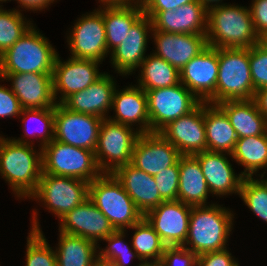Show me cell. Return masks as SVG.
Here are the masks:
<instances>
[{"mask_svg":"<svg viewBox=\"0 0 267 266\" xmlns=\"http://www.w3.org/2000/svg\"><path fill=\"white\" fill-rule=\"evenodd\" d=\"M34 151L30 141L0 136V174L17 197H30L42 173V149Z\"/></svg>","mask_w":267,"mask_h":266,"instance_id":"1","label":"cell"},{"mask_svg":"<svg viewBox=\"0 0 267 266\" xmlns=\"http://www.w3.org/2000/svg\"><path fill=\"white\" fill-rule=\"evenodd\" d=\"M207 43L214 48H250L260 43L247 7L218 4L207 10Z\"/></svg>","mask_w":267,"mask_h":266,"instance_id":"2","label":"cell"},{"mask_svg":"<svg viewBox=\"0 0 267 266\" xmlns=\"http://www.w3.org/2000/svg\"><path fill=\"white\" fill-rule=\"evenodd\" d=\"M233 214L220 205L192 206L188 235L183 245L198 256L226 249ZM192 245V247H187Z\"/></svg>","mask_w":267,"mask_h":266,"instance_id":"3","label":"cell"},{"mask_svg":"<svg viewBox=\"0 0 267 266\" xmlns=\"http://www.w3.org/2000/svg\"><path fill=\"white\" fill-rule=\"evenodd\" d=\"M57 52L33 25L0 55V74H52Z\"/></svg>","mask_w":267,"mask_h":266,"instance_id":"4","label":"cell"},{"mask_svg":"<svg viewBox=\"0 0 267 266\" xmlns=\"http://www.w3.org/2000/svg\"><path fill=\"white\" fill-rule=\"evenodd\" d=\"M218 64L216 91L206 102L252 100L256 90L251 79L249 48H218Z\"/></svg>","mask_w":267,"mask_h":266,"instance_id":"5","label":"cell"},{"mask_svg":"<svg viewBox=\"0 0 267 266\" xmlns=\"http://www.w3.org/2000/svg\"><path fill=\"white\" fill-rule=\"evenodd\" d=\"M89 199L115 230H126L144 216L112 173H102L89 183Z\"/></svg>","mask_w":267,"mask_h":266,"instance_id":"6","label":"cell"},{"mask_svg":"<svg viewBox=\"0 0 267 266\" xmlns=\"http://www.w3.org/2000/svg\"><path fill=\"white\" fill-rule=\"evenodd\" d=\"M42 172L92 182L100 171L95 152L54 140L42 148Z\"/></svg>","mask_w":267,"mask_h":266,"instance_id":"7","label":"cell"},{"mask_svg":"<svg viewBox=\"0 0 267 266\" xmlns=\"http://www.w3.org/2000/svg\"><path fill=\"white\" fill-rule=\"evenodd\" d=\"M107 118L101 122L95 158L102 173H113L131 163L133 147L140 133ZM107 159V160H106Z\"/></svg>","mask_w":267,"mask_h":266,"instance_id":"8","label":"cell"},{"mask_svg":"<svg viewBox=\"0 0 267 266\" xmlns=\"http://www.w3.org/2000/svg\"><path fill=\"white\" fill-rule=\"evenodd\" d=\"M29 198H38L61 219L89 198V182L42 172L37 189Z\"/></svg>","mask_w":267,"mask_h":266,"instance_id":"9","label":"cell"},{"mask_svg":"<svg viewBox=\"0 0 267 266\" xmlns=\"http://www.w3.org/2000/svg\"><path fill=\"white\" fill-rule=\"evenodd\" d=\"M144 91L147 95L150 132H159L168 123L190 113L201 103L181 82L172 87Z\"/></svg>","mask_w":267,"mask_h":266,"instance_id":"10","label":"cell"},{"mask_svg":"<svg viewBox=\"0 0 267 266\" xmlns=\"http://www.w3.org/2000/svg\"><path fill=\"white\" fill-rule=\"evenodd\" d=\"M54 107V140L75 147L96 150L102 118Z\"/></svg>","mask_w":267,"mask_h":266,"instance_id":"11","label":"cell"},{"mask_svg":"<svg viewBox=\"0 0 267 266\" xmlns=\"http://www.w3.org/2000/svg\"><path fill=\"white\" fill-rule=\"evenodd\" d=\"M75 23L68 37L73 58L103 61L108 53L103 14L97 9Z\"/></svg>","mask_w":267,"mask_h":266,"instance_id":"12","label":"cell"},{"mask_svg":"<svg viewBox=\"0 0 267 266\" xmlns=\"http://www.w3.org/2000/svg\"><path fill=\"white\" fill-rule=\"evenodd\" d=\"M192 206L179 200L164 201L148 211L144 218L153 227L166 246L185 244Z\"/></svg>","mask_w":267,"mask_h":266,"instance_id":"13","label":"cell"},{"mask_svg":"<svg viewBox=\"0 0 267 266\" xmlns=\"http://www.w3.org/2000/svg\"><path fill=\"white\" fill-rule=\"evenodd\" d=\"M159 133L168 140L181 155H194L207 151L204 125V102L193 111L171 121Z\"/></svg>","mask_w":267,"mask_h":266,"instance_id":"14","label":"cell"},{"mask_svg":"<svg viewBox=\"0 0 267 266\" xmlns=\"http://www.w3.org/2000/svg\"><path fill=\"white\" fill-rule=\"evenodd\" d=\"M99 63L73 57L62 63L57 55L52 73L54 99H57L59 91L62 95L59 99L61 104L71 94L88 88L103 75L98 70Z\"/></svg>","mask_w":267,"mask_h":266,"instance_id":"15","label":"cell"},{"mask_svg":"<svg viewBox=\"0 0 267 266\" xmlns=\"http://www.w3.org/2000/svg\"><path fill=\"white\" fill-rule=\"evenodd\" d=\"M180 156V152L159 132L143 133L134 144L131 164L151 176H156L173 166Z\"/></svg>","mask_w":267,"mask_h":266,"instance_id":"16","label":"cell"},{"mask_svg":"<svg viewBox=\"0 0 267 266\" xmlns=\"http://www.w3.org/2000/svg\"><path fill=\"white\" fill-rule=\"evenodd\" d=\"M143 12L151 19L152 28L156 31L206 35L207 9L199 0L176 10Z\"/></svg>","mask_w":267,"mask_h":266,"instance_id":"17","label":"cell"},{"mask_svg":"<svg viewBox=\"0 0 267 266\" xmlns=\"http://www.w3.org/2000/svg\"><path fill=\"white\" fill-rule=\"evenodd\" d=\"M218 70V48L208 45L179 71L180 82L206 102L216 91Z\"/></svg>","mask_w":267,"mask_h":266,"instance_id":"18","label":"cell"},{"mask_svg":"<svg viewBox=\"0 0 267 266\" xmlns=\"http://www.w3.org/2000/svg\"><path fill=\"white\" fill-rule=\"evenodd\" d=\"M60 220V231L86 238L96 244L98 240L107 238L115 231L106 216L89 198Z\"/></svg>","mask_w":267,"mask_h":266,"instance_id":"19","label":"cell"},{"mask_svg":"<svg viewBox=\"0 0 267 266\" xmlns=\"http://www.w3.org/2000/svg\"><path fill=\"white\" fill-rule=\"evenodd\" d=\"M1 79L12 81L11 90L22 109L52 108L57 104L53 95L52 74H0Z\"/></svg>","mask_w":267,"mask_h":266,"instance_id":"20","label":"cell"},{"mask_svg":"<svg viewBox=\"0 0 267 266\" xmlns=\"http://www.w3.org/2000/svg\"><path fill=\"white\" fill-rule=\"evenodd\" d=\"M153 32L157 57L163 58L179 71L207 46L206 35L179 34L151 30Z\"/></svg>","mask_w":267,"mask_h":266,"instance_id":"21","label":"cell"},{"mask_svg":"<svg viewBox=\"0 0 267 266\" xmlns=\"http://www.w3.org/2000/svg\"><path fill=\"white\" fill-rule=\"evenodd\" d=\"M152 28V21L146 15L142 14L131 26L123 41L117 48L111 51V63L117 73L121 75L130 74L136 68L140 67L147 46L148 30Z\"/></svg>","mask_w":267,"mask_h":266,"instance_id":"22","label":"cell"},{"mask_svg":"<svg viewBox=\"0 0 267 266\" xmlns=\"http://www.w3.org/2000/svg\"><path fill=\"white\" fill-rule=\"evenodd\" d=\"M115 85L113 78L103 73L88 88L71 94L61 104L73 112L108 118L106 113L112 107Z\"/></svg>","mask_w":267,"mask_h":266,"instance_id":"23","label":"cell"},{"mask_svg":"<svg viewBox=\"0 0 267 266\" xmlns=\"http://www.w3.org/2000/svg\"><path fill=\"white\" fill-rule=\"evenodd\" d=\"M131 197L143 216L158 207L164 200L160 197L154 176L128 163L112 173Z\"/></svg>","mask_w":267,"mask_h":266,"instance_id":"24","label":"cell"},{"mask_svg":"<svg viewBox=\"0 0 267 266\" xmlns=\"http://www.w3.org/2000/svg\"><path fill=\"white\" fill-rule=\"evenodd\" d=\"M224 153L203 151L194 154L200 163L210 193L227 195L240 192L244 176L235 175Z\"/></svg>","mask_w":267,"mask_h":266,"instance_id":"25","label":"cell"},{"mask_svg":"<svg viewBox=\"0 0 267 266\" xmlns=\"http://www.w3.org/2000/svg\"><path fill=\"white\" fill-rule=\"evenodd\" d=\"M112 108L116 115L113 119L109 117V120L130 127L133 125L132 123H139L140 127L137 131L140 134L150 133L147 95L140 86L127 87L122 91L115 89Z\"/></svg>","mask_w":267,"mask_h":266,"instance_id":"26","label":"cell"},{"mask_svg":"<svg viewBox=\"0 0 267 266\" xmlns=\"http://www.w3.org/2000/svg\"><path fill=\"white\" fill-rule=\"evenodd\" d=\"M217 105L225 112L238 138L266 133L267 120L260 113L253 99L226 100Z\"/></svg>","mask_w":267,"mask_h":266,"instance_id":"27","label":"cell"},{"mask_svg":"<svg viewBox=\"0 0 267 266\" xmlns=\"http://www.w3.org/2000/svg\"><path fill=\"white\" fill-rule=\"evenodd\" d=\"M178 163V200L190 206H206L210 191L198 159L194 155H181Z\"/></svg>","mask_w":267,"mask_h":266,"instance_id":"28","label":"cell"},{"mask_svg":"<svg viewBox=\"0 0 267 266\" xmlns=\"http://www.w3.org/2000/svg\"><path fill=\"white\" fill-rule=\"evenodd\" d=\"M204 125L207 151L231 155L238 136L225 112L217 104L208 105L204 102Z\"/></svg>","mask_w":267,"mask_h":266,"instance_id":"29","label":"cell"},{"mask_svg":"<svg viewBox=\"0 0 267 266\" xmlns=\"http://www.w3.org/2000/svg\"><path fill=\"white\" fill-rule=\"evenodd\" d=\"M99 11L103 14L108 52L121 44L133 23L144 13L143 7L137 4L104 6Z\"/></svg>","mask_w":267,"mask_h":266,"instance_id":"30","label":"cell"},{"mask_svg":"<svg viewBox=\"0 0 267 266\" xmlns=\"http://www.w3.org/2000/svg\"><path fill=\"white\" fill-rule=\"evenodd\" d=\"M60 232L58 248L55 250L57 266H91L98 258V246L86 238Z\"/></svg>","mask_w":267,"mask_h":266,"instance_id":"31","label":"cell"},{"mask_svg":"<svg viewBox=\"0 0 267 266\" xmlns=\"http://www.w3.org/2000/svg\"><path fill=\"white\" fill-rule=\"evenodd\" d=\"M230 157L245 167L244 172H241L244 177H252L259 169L266 168L267 132L262 135L238 138Z\"/></svg>","mask_w":267,"mask_h":266,"instance_id":"32","label":"cell"},{"mask_svg":"<svg viewBox=\"0 0 267 266\" xmlns=\"http://www.w3.org/2000/svg\"><path fill=\"white\" fill-rule=\"evenodd\" d=\"M140 67L138 86L143 90L172 87L180 83L179 70L153 53L145 57Z\"/></svg>","mask_w":267,"mask_h":266,"instance_id":"33","label":"cell"},{"mask_svg":"<svg viewBox=\"0 0 267 266\" xmlns=\"http://www.w3.org/2000/svg\"><path fill=\"white\" fill-rule=\"evenodd\" d=\"M131 228L133 230L135 229L131 246L139 258L142 261H147L149 258L161 260L166 244L162 241L148 221L143 217Z\"/></svg>","mask_w":267,"mask_h":266,"instance_id":"34","label":"cell"},{"mask_svg":"<svg viewBox=\"0 0 267 266\" xmlns=\"http://www.w3.org/2000/svg\"><path fill=\"white\" fill-rule=\"evenodd\" d=\"M33 212L32 229L27 238L26 266H57L56 252L52 250Z\"/></svg>","mask_w":267,"mask_h":266,"instance_id":"35","label":"cell"},{"mask_svg":"<svg viewBox=\"0 0 267 266\" xmlns=\"http://www.w3.org/2000/svg\"><path fill=\"white\" fill-rule=\"evenodd\" d=\"M1 7V6H0ZM19 10L7 11L0 8V55L9 49L32 26Z\"/></svg>","mask_w":267,"mask_h":266,"instance_id":"36","label":"cell"},{"mask_svg":"<svg viewBox=\"0 0 267 266\" xmlns=\"http://www.w3.org/2000/svg\"><path fill=\"white\" fill-rule=\"evenodd\" d=\"M239 195L254 214L267 222V188L261 181L244 177Z\"/></svg>","mask_w":267,"mask_h":266,"instance_id":"37","label":"cell"},{"mask_svg":"<svg viewBox=\"0 0 267 266\" xmlns=\"http://www.w3.org/2000/svg\"><path fill=\"white\" fill-rule=\"evenodd\" d=\"M126 230H115L107 238L108 246L98 253V257L102 260L111 262L114 266H127L133 257H137L142 261L137 253L130 249V247L122 240L125 237Z\"/></svg>","mask_w":267,"mask_h":266,"instance_id":"38","label":"cell"},{"mask_svg":"<svg viewBox=\"0 0 267 266\" xmlns=\"http://www.w3.org/2000/svg\"><path fill=\"white\" fill-rule=\"evenodd\" d=\"M23 116V122L25 123L27 121V118L30 117V119L32 120H35V122L39 123L42 125L41 127V131L39 129V135L37 134L36 135V131L35 130H31V126L28 127L25 125V133L28 137L31 136L32 134L31 133H34L33 134L34 136H42V138H39L41 140V149L51 143L54 139V107L52 108H38V109H22L21 111V114L20 116ZM33 129V128H32ZM30 133V134H29Z\"/></svg>","mask_w":267,"mask_h":266,"instance_id":"39","label":"cell"},{"mask_svg":"<svg viewBox=\"0 0 267 266\" xmlns=\"http://www.w3.org/2000/svg\"><path fill=\"white\" fill-rule=\"evenodd\" d=\"M249 64L254 89L267 88V49L261 43L249 48Z\"/></svg>","mask_w":267,"mask_h":266,"instance_id":"40","label":"cell"},{"mask_svg":"<svg viewBox=\"0 0 267 266\" xmlns=\"http://www.w3.org/2000/svg\"><path fill=\"white\" fill-rule=\"evenodd\" d=\"M160 197L164 201L178 200L179 163L166 168L154 176Z\"/></svg>","mask_w":267,"mask_h":266,"instance_id":"41","label":"cell"},{"mask_svg":"<svg viewBox=\"0 0 267 266\" xmlns=\"http://www.w3.org/2000/svg\"><path fill=\"white\" fill-rule=\"evenodd\" d=\"M198 255L184 246H166L161 262L164 266H197Z\"/></svg>","mask_w":267,"mask_h":266,"instance_id":"42","label":"cell"},{"mask_svg":"<svg viewBox=\"0 0 267 266\" xmlns=\"http://www.w3.org/2000/svg\"><path fill=\"white\" fill-rule=\"evenodd\" d=\"M227 249L207 252L198 256L197 266H239Z\"/></svg>","mask_w":267,"mask_h":266,"instance_id":"43","label":"cell"},{"mask_svg":"<svg viewBox=\"0 0 267 266\" xmlns=\"http://www.w3.org/2000/svg\"><path fill=\"white\" fill-rule=\"evenodd\" d=\"M250 7L254 30L262 38L267 34V0H253Z\"/></svg>","mask_w":267,"mask_h":266,"instance_id":"44","label":"cell"},{"mask_svg":"<svg viewBox=\"0 0 267 266\" xmlns=\"http://www.w3.org/2000/svg\"><path fill=\"white\" fill-rule=\"evenodd\" d=\"M22 107L11 89L0 86V117L20 116Z\"/></svg>","mask_w":267,"mask_h":266,"instance_id":"45","label":"cell"},{"mask_svg":"<svg viewBox=\"0 0 267 266\" xmlns=\"http://www.w3.org/2000/svg\"><path fill=\"white\" fill-rule=\"evenodd\" d=\"M195 0H147L143 5V11H167L176 10L180 6Z\"/></svg>","mask_w":267,"mask_h":266,"instance_id":"46","label":"cell"},{"mask_svg":"<svg viewBox=\"0 0 267 266\" xmlns=\"http://www.w3.org/2000/svg\"><path fill=\"white\" fill-rule=\"evenodd\" d=\"M253 100L260 113L267 120V88L256 90Z\"/></svg>","mask_w":267,"mask_h":266,"instance_id":"47","label":"cell"},{"mask_svg":"<svg viewBox=\"0 0 267 266\" xmlns=\"http://www.w3.org/2000/svg\"><path fill=\"white\" fill-rule=\"evenodd\" d=\"M9 1V0H8ZM18 3L22 6V8L37 11L43 10L48 5L54 2V0H17Z\"/></svg>","mask_w":267,"mask_h":266,"instance_id":"48","label":"cell"},{"mask_svg":"<svg viewBox=\"0 0 267 266\" xmlns=\"http://www.w3.org/2000/svg\"><path fill=\"white\" fill-rule=\"evenodd\" d=\"M135 0H100L103 6H115V5H135ZM134 3V4H133Z\"/></svg>","mask_w":267,"mask_h":266,"instance_id":"49","label":"cell"},{"mask_svg":"<svg viewBox=\"0 0 267 266\" xmlns=\"http://www.w3.org/2000/svg\"><path fill=\"white\" fill-rule=\"evenodd\" d=\"M138 266H164L161 260H153L148 262L147 261H141V263Z\"/></svg>","mask_w":267,"mask_h":266,"instance_id":"50","label":"cell"},{"mask_svg":"<svg viewBox=\"0 0 267 266\" xmlns=\"http://www.w3.org/2000/svg\"><path fill=\"white\" fill-rule=\"evenodd\" d=\"M91 266H114L111 262L102 260L99 257L91 264Z\"/></svg>","mask_w":267,"mask_h":266,"instance_id":"51","label":"cell"},{"mask_svg":"<svg viewBox=\"0 0 267 266\" xmlns=\"http://www.w3.org/2000/svg\"><path fill=\"white\" fill-rule=\"evenodd\" d=\"M204 6H205V8L207 9V10H209L212 6H217V4L219 3V1L220 0H199ZM222 1V0H221ZM214 3V2H216V4H214V5H210V3ZM218 2V3H217Z\"/></svg>","mask_w":267,"mask_h":266,"instance_id":"52","label":"cell"},{"mask_svg":"<svg viewBox=\"0 0 267 266\" xmlns=\"http://www.w3.org/2000/svg\"><path fill=\"white\" fill-rule=\"evenodd\" d=\"M260 43L267 49V34L260 38Z\"/></svg>","mask_w":267,"mask_h":266,"instance_id":"53","label":"cell"},{"mask_svg":"<svg viewBox=\"0 0 267 266\" xmlns=\"http://www.w3.org/2000/svg\"><path fill=\"white\" fill-rule=\"evenodd\" d=\"M147 0H136L135 1V4H137V5H143L145 2H146ZM137 2V3H136Z\"/></svg>","mask_w":267,"mask_h":266,"instance_id":"54","label":"cell"},{"mask_svg":"<svg viewBox=\"0 0 267 266\" xmlns=\"http://www.w3.org/2000/svg\"><path fill=\"white\" fill-rule=\"evenodd\" d=\"M263 184H264V186L267 188V180L266 179H262V180H260Z\"/></svg>","mask_w":267,"mask_h":266,"instance_id":"55","label":"cell"}]
</instances>
